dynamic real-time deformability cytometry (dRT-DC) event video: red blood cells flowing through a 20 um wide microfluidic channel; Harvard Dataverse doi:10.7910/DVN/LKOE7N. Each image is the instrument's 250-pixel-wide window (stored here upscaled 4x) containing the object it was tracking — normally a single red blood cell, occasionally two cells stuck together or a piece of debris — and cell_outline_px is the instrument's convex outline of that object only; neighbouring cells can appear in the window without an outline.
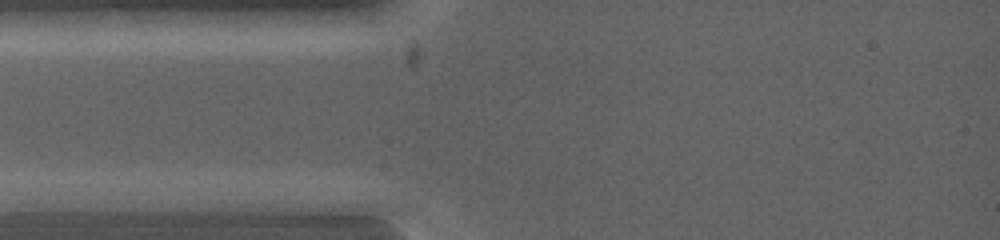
{"species": "common noctule bat (a hibernating species)", "species_latin": "Nyctalus noctula", "temperature_condition": "warm", "stored_images_in_passage": 4, "camera_frame_rate_fps": 5000, "um_per_image_px": 0.085, "animal": {"sex": "female", "body_mass_g": 19.0, "forearm_length_mm": 53.3}, "frame": {"image": 1, "passage_image": 1, "time_ms": 0.0, "image_size_px": [1000, 240], "cell_outline_px": [[136, 200], [72, 212], [20, 212], [16, 200], [24, 192], [124, 192]], "centroid_in_image_um": [5.82, 17.09], "position_along_channel_um": 79.2, "area_um2": 13.81}}